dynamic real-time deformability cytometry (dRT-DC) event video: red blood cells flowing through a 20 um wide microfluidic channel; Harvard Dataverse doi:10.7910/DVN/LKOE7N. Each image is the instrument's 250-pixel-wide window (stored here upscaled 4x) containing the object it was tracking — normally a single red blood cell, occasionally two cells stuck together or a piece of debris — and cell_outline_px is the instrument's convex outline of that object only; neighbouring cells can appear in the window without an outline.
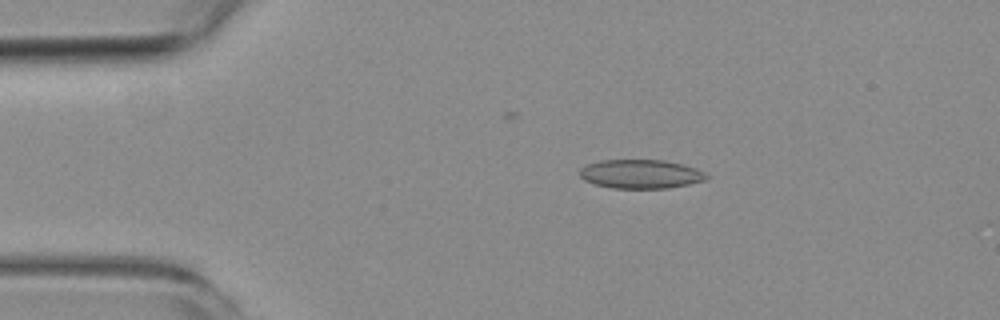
{"species": "common noctule bat (a hibernating species)", "species_latin": "Nyctalus noctula", "temperature_condition": "room temperature", "stored_images_in_passage": 5, "camera_frame_rate_fps": 3000, "um_per_image_px": 0.085, "animal": {"sex": "female", "body_mass_g": 19.3, "forearm_length_mm": 54.1}, "frame": {"image": 1, "passage_image": 2, "time_ms": 1.0, "image_size_px": [1000, 320], "cell_outline_px": [[712, 176], [708, 180], [668, 188], [612, 188], [596, 184], [584, 180], [580, 176], [580, 168], [588, 164], [600, 160], [664, 160], [684, 164], [696, 168]], "centroid_in_image_um": [54.52, 14.79], "position_along_channel_um": 30.5, "area_um2": 21.5}}
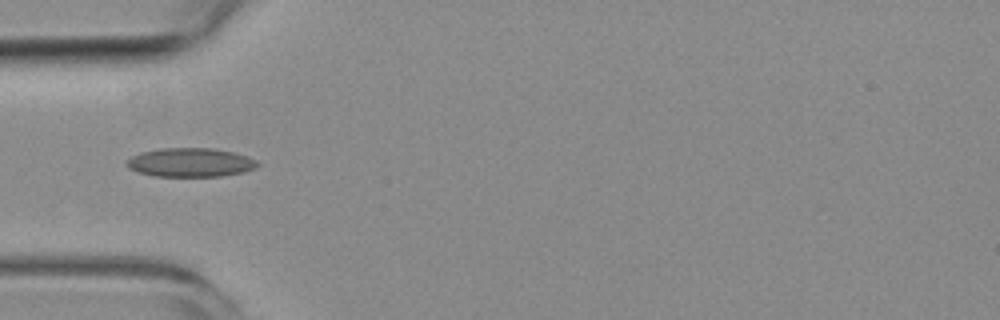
{"frame": {"image": 2, "passage_image": 4, "time_ms": 3.333, "image_size_px": [1000, 320], "cell_outline_px": [[260, 164], [256, 168], [244, 172], [224, 176], [156, 176], [136, 172], [128, 168], [124, 164], [124, 160], [140, 152], [160, 148], [212, 148], [232, 152], [248, 156], [256, 160]], "centroid_in_image_um": [16.15, 13.81], "position_along_channel_um": 68.8, "area_um2": 22.31}}
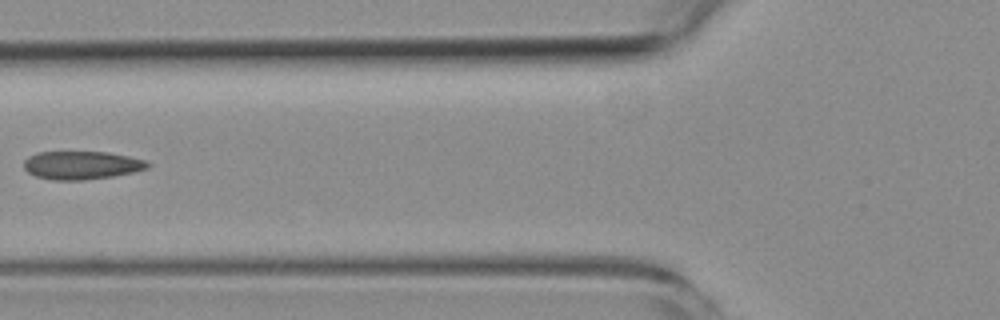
{"frame": {"image": 3, "passage_image": 5, "time_ms": 4.667, "image_size_px": [1000, 320], "cell_outline_px": [[152, 164], [148, 168], [132, 172], [112, 176], [84, 180], [52, 180], [36, 176], [28, 172], [24, 168], [24, 160], [28, 156], [36, 152], [108, 152], [128, 156], [144, 160]], "centroid_in_image_um": [6.92, 14.04], "position_along_channel_um": 118.9, "area_um2": 20.35}}